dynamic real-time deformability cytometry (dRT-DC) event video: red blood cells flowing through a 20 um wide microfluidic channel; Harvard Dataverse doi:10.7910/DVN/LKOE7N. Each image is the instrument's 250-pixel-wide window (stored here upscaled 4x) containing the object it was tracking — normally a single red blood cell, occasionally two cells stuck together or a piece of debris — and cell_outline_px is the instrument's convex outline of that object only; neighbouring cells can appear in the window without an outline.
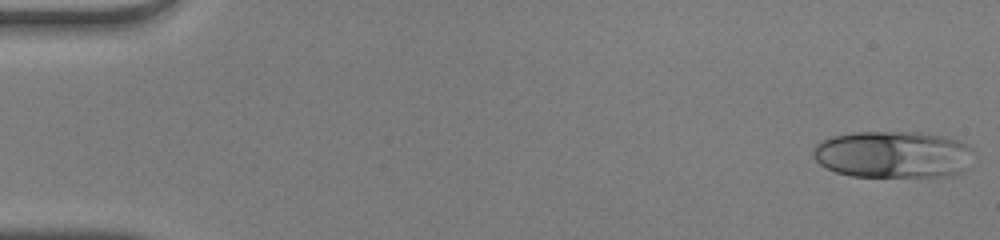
{"species": "human", "species_latin": "Homo sapiens", "temperature_condition": "warm", "stored_images_in_passage": 49, "camera_frame_rate_fps": 3000, "um_per_image_px": 0.085, "donor": {"sex": "male"}, "frame": {"image": 1, "passage_image": 1, "time_ms": 0.0, "image_size_px": [1000, 240], "cell_outline_px": [[972, 152], [964, 168], [960, 172], [952, 176], [852, 176], [836, 172], [820, 164], [812, 156], [812, 152], [816, 144], [832, 136], [856, 132], [920, 132], [944, 136], [956, 140], [972, 148]], "centroid_in_image_um": [75.87, 13.12], "position_along_channel_um": 9.1, "area_um2": 43.58}}
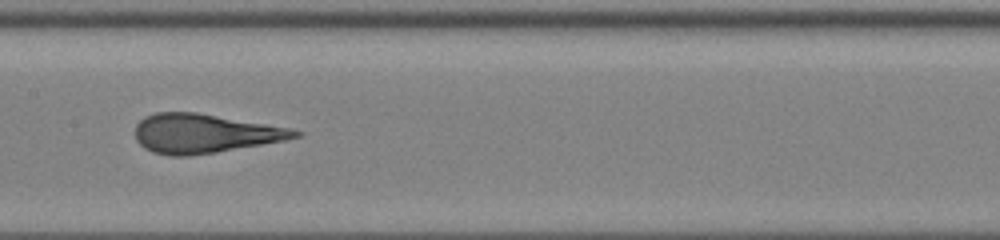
{"frame": {"image": 2, "passage_image": 25, "time_ms": 8.0, "image_size_px": [1000, 240], "cell_outline_px": [[304, 136], [284, 140], [216, 152], [188, 156], [172, 156], [152, 152], [144, 148], [136, 140], [136, 124], [144, 116], [156, 112], [196, 112], [288, 128], [304, 132]], "centroid_in_image_um": [17.34, 11.35], "position_along_channel_um": 190.1, "area_um2": 36.13}}
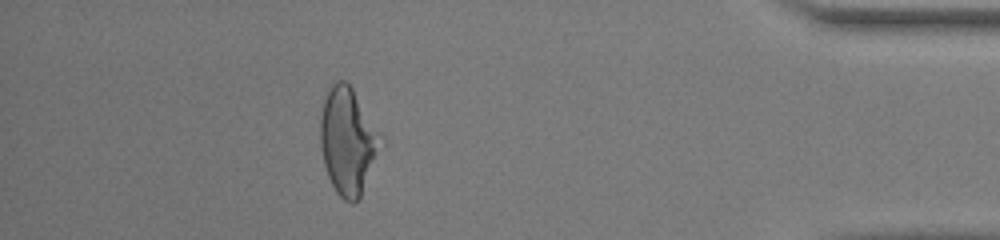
{"frame": {"image": 3, "passage_image": 44, "time_ms": 14.333, "image_size_px": [1000, 240], "cell_outline_px": [[384, 144], [360, 200], [356, 204], [352, 204], [344, 200], [336, 192], [328, 176], [324, 164], [320, 144], [320, 116], [324, 100], [328, 88], [336, 80], [344, 80], [352, 88], [384, 136]], "centroid_in_image_um": [29.61, 12.03], "position_along_channel_um": 405.6, "area_um2": 38.49}, "authors_computed_cell_mechanics": {"area_um2": 37.281, "velocity_mm_per_s": 4.1476, "shape_relaxation_time_tau1_ms": 8.7834, "shape_relaxation_time_tau2_ms": 0.7032, "deformation_change_tau1": 0.3254, "deformation_change_tau2": 0.0898}}